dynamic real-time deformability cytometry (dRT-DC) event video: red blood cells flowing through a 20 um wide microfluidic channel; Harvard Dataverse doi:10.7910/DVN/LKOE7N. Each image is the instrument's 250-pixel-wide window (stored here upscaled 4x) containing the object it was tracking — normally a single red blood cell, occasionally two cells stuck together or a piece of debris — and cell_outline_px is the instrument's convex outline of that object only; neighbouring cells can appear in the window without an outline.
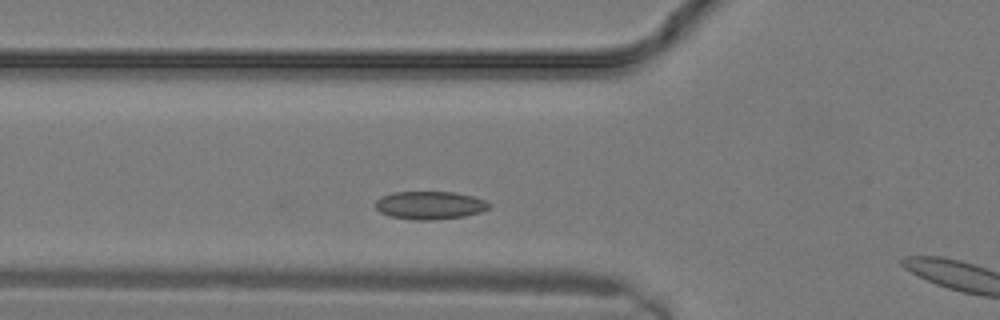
{"species": "common noctule bat (a hibernating species)", "species_latin": "Nyctalus noctula", "temperature_condition": "warm", "stored_images_in_passage": 4, "camera_frame_rate_fps": 3000, "um_per_image_px": 0.085, "animal": {"sex": "male", "body_mass_g": 19.2, "forearm_length_mm": 51.8}, "frame": {"image": 1, "passage_image": 3, "time_ms": 0.667, "image_size_px": [1000, 320], "cell_outline_px": [[492, 204], [488, 208], [480, 212], [464, 216], [432, 220], [412, 220], [388, 216], [380, 212], [376, 208], [376, 200], [380, 196], [392, 192], [452, 192], [472, 196], [484, 200]], "centroid_in_image_um": [36.5, 17.45], "position_along_channel_um": 89.3, "area_um2": 18.61}}